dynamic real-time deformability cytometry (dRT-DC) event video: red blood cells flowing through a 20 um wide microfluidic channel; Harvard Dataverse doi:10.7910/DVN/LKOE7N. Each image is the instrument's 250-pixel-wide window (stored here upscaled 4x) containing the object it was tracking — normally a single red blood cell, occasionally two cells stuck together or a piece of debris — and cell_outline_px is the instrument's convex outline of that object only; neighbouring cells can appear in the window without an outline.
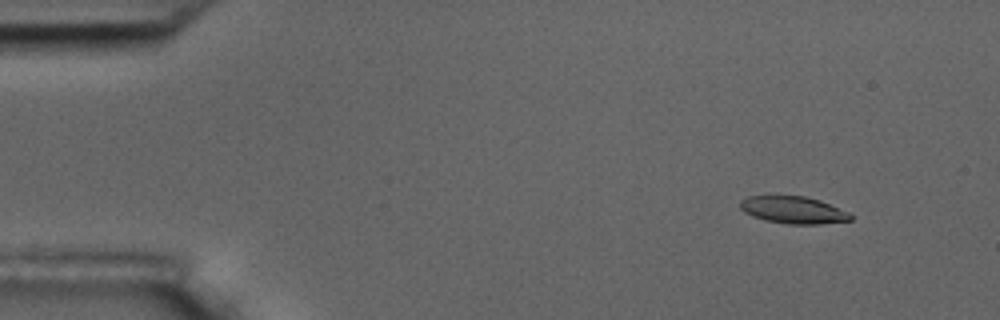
{"species": "common noctule bat (a hibernating species)", "species_latin": "Nyctalus noctula", "temperature_condition": "room temperature", "stored_images_in_passage": 6, "camera_frame_rate_fps": 3000, "um_per_image_px": 0.085, "animal": {"sex": "male", "body_mass_g": 17.5, "forearm_length_mm": 52.3}, "frame": {"image": 1, "passage_image": 2, "time_ms": 1.333, "image_size_px": [1000, 320], "cell_outline_px": [[852, 220], [820, 224], [788, 224], [764, 220], [752, 216], [744, 212], [740, 208], [740, 200], [748, 196], [804, 196], [820, 200], [852, 212]], "centroid_in_image_um": [67.46, 17.85], "position_along_channel_um": 17.5, "area_um2": 17.69}}